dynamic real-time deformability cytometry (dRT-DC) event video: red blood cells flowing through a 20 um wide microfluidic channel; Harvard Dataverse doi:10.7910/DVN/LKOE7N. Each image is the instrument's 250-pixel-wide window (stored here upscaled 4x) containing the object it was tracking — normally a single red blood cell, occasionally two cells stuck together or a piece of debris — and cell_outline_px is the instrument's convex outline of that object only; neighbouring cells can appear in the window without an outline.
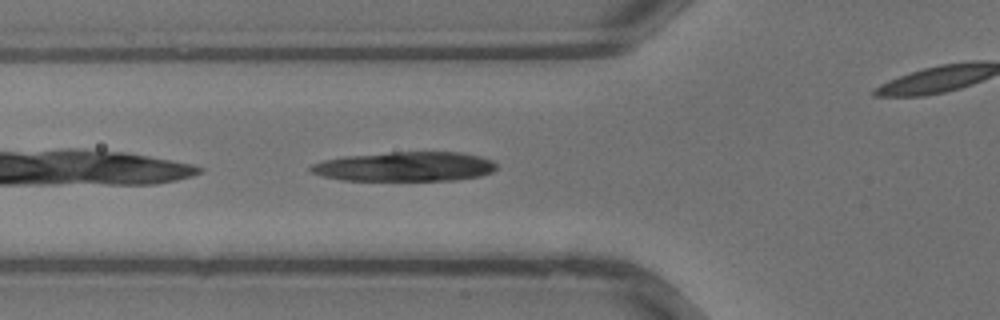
{"species": "common noctule bat (a hibernating species)", "species_latin": "Nyctalus noctula", "temperature_condition": "warm", "stored_images_in_passage": 14, "camera_frame_rate_fps": 3000, "um_per_image_px": 0.085, "animal": {"sex": "male", "body_mass_g": 13.3}, "frame": {"image": 1, "passage_image": 2, "time_ms": 0.333, "image_size_px": [1000, 320], "cell_outline_px": [[496, 168], [492, 172], [480, 176], [456, 180], [344, 180], [324, 176], [312, 172], [308, 168], [312, 164], [324, 160], [344, 156], [392, 152], [460, 152], [480, 156], [492, 160], [496, 164]], "centroid_in_image_um": [34.45, 14.15], "position_along_channel_um": 91.4, "area_um2": 31.85}}
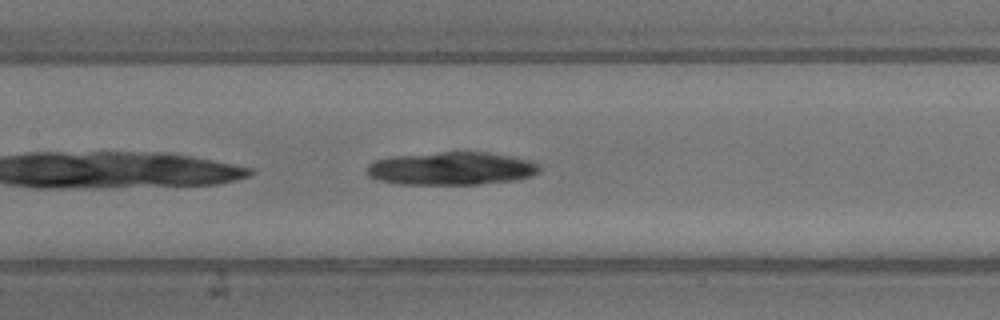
{"frame": {"image": 2, "passage_image": 6, "time_ms": 1.667, "image_size_px": [1000, 320], "cell_outline_px": [[540, 172], [532, 176], [512, 180], [480, 184], [400, 184], [376, 180], [368, 176], [368, 164], [376, 160], [392, 156], [440, 152], [488, 152], [528, 160], [540, 164]], "centroid_in_image_um": [38.37, 14.32], "position_along_channel_um": 169.0, "area_um2": 33.18}}
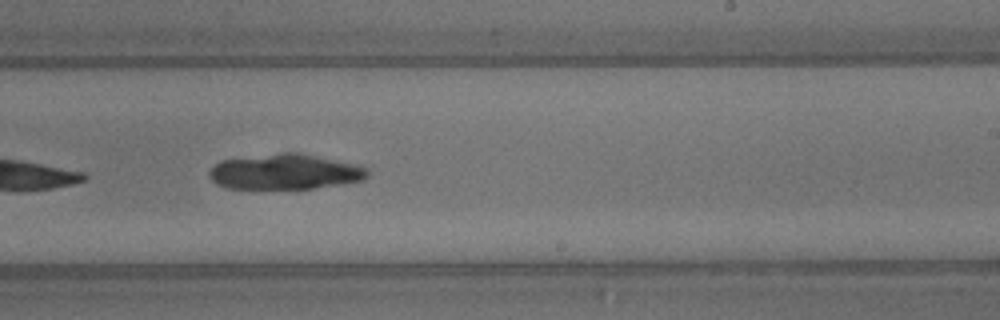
{"frame": {"image": 3, "passage_image": 11, "time_ms": 3.333, "image_size_px": [1000, 320], "cell_outline_px": [[368, 176], [364, 180], [344, 184], [312, 188], [228, 188], [216, 184], [208, 176], [208, 172], [220, 160], [280, 152], [300, 152], [356, 164], [368, 168]], "centroid_in_image_um": [24.25, 14.59], "position_along_channel_um": 264.8, "area_um2": 32.77}}